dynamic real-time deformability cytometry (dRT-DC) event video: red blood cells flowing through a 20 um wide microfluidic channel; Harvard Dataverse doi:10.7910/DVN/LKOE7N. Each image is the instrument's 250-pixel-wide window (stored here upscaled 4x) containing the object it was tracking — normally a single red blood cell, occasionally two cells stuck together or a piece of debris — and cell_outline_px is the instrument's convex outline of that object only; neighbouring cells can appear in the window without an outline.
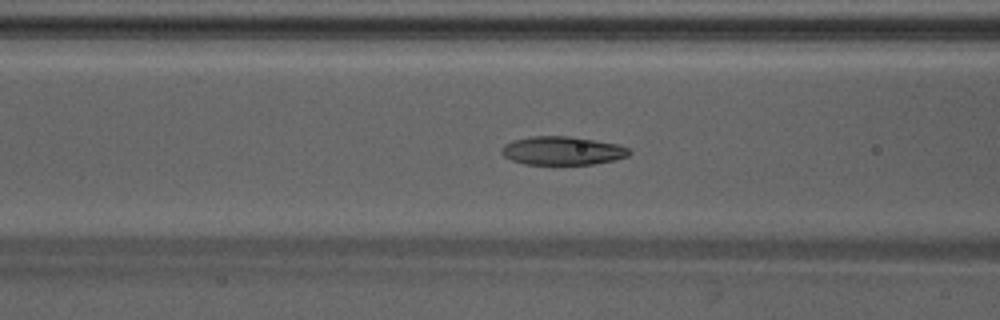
{"species": "Egyptian fruit bat (a non-hibernating species)", "species_latin": "Rousettus aegyptiacus", "temperature_condition": "warm", "stored_images_in_passage": 48, "camera_frame_rate_fps": 3000, "um_per_image_px": 0.085, "animal": {"sex": "male"}, "frame": {"image": 1, "passage_image": 19, "time_ms": 6.0, "image_size_px": [1000, 320], "cell_outline_px": [[632, 152], [628, 156], [612, 160], [592, 164], [524, 164], [512, 160], [504, 156], [500, 152], [504, 144], [512, 140], [532, 136], [568, 136], [616, 144], [628, 148]], "centroid_in_image_um": [47.76, 12.81], "position_along_channel_um": 118.8, "area_um2": 20.98}}
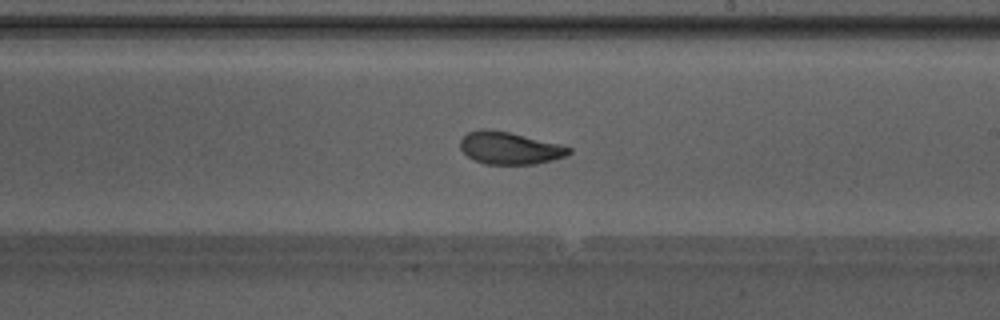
{"frame": {"image": 2, "passage_image": 28, "time_ms": 9.0, "image_size_px": [1000, 320], "cell_outline_px": [[572, 152], [564, 156], [552, 160], [536, 164], [484, 164], [468, 156], [460, 148], [460, 140], [468, 132], [480, 128], [488, 128], [508, 132], [560, 144], [572, 148]], "centroid_in_image_um": [43.31, 12.58], "position_along_channel_um": 245.7, "area_um2": 20.4}}
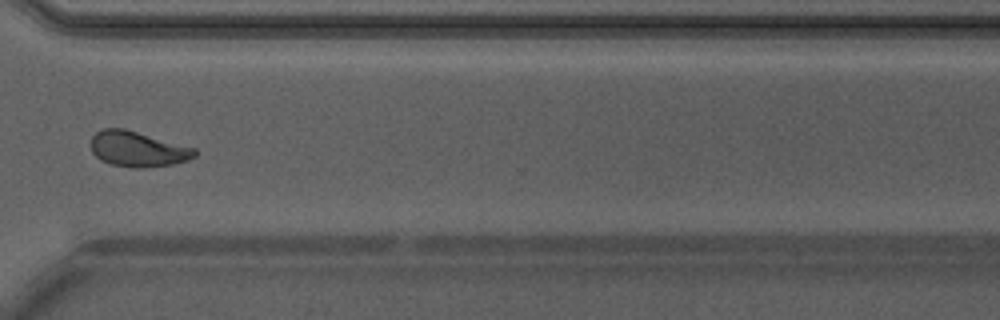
{"frame": {"image": 3, "passage_image": 36, "time_ms": 11.667, "image_size_px": [1000, 320], "cell_outline_px": [[196, 156], [188, 160], [172, 164], [144, 168], [132, 168], [112, 164], [100, 160], [92, 152], [92, 136], [96, 132], [104, 128], [124, 128], [196, 148]], "centroid_in_image_um": [11.72, 12.67], "position_along_channel_um": 358.9, "area_um2": 21.39}, "authors_computed_cell_mechanics": {"area_um2": 21.2993, "velocity_mm_per_s": 4.2399, "shape_relaxation_time_tau1_ms": 5.9504, "shape_relaxation_time_tau2_ms": 1.484, "deformation_change_tau1": 0.1769, "deformation_change_tau2": 0.0782}}